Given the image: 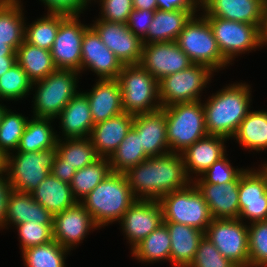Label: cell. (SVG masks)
I'll return each instance as SVG.
<instances>
[{"label":"cell","mask_w":267,"mask_h":267,"mask_svg":"<svg viewBox=\"0 0 267 267\" xmlns=\"http://www.w3.org/2000/svg\"><path fill=\"white\" fill-rule=\"evenodd\" d=\"M124 174L134 197L143 200L158 201L192 182L186 174L182 155L173 152L149 157Z\"/></svg>","instance_id":"cell-1"},{"label":"cell","mask_w":267,"mask_h":267,"mask_svg":"<svg viewBox=\"0 0 267 267\" xmlns=\"http://www.w3.org/2000/svg\"><path fill=\"white\" fill-rule=\"evenodd\" d=\"M228 85L212 93L203 103V109L208 135L232 139L239 124L250 112L252 91L251 85L246 82Z\"/></svg>","instance_id":"cell-2"},{"label":"cell","mask_w":267,"mask_h":267,"mask_svg":"<svg viewBox=\"0 0 267 267\" xmlns=\"http://www.w3.org/2000/svg\"><path fill=\"white\" fill-rule=\"evenodd\" d=\"M136 200L126 175L111 172L80 203L100 229L119 222Z\"/></svg>","instance_id":"cell-3"},{"label":"cell","mask_w":267,"mask_h":267,"mask_svg":"<svg viewBox=\"0 0 267 267\" xmlns=\"http://www.w3.org/2000/svg\"><path fill=\"white\" fill-rule=\"evenodd\" d=\"M201 101L177 103L162 108L166 113V134L170 152L181 154L208 135Z\"/></svg>","instance_id":"cell-4"},{"label":"cell","mask_w":267,"mask_h":267,"mask_svg":"<svg viewBox=\"0 0 267 267\" xmlns=\"http://www.w3.org/2000/svg\"><path fill=\"white\" fill-rule=\"evenodd\" d=\"M80 75L73 70L56 69L46 78L33 82V116L56 119L69 101L79 93L77 84Z\"/></svg>","instance_id":"cell-5"},{"label":"cell","mask_w":267,"mask_h":267,"mask_svg":"<svg viewBox=\"0 0 267 267\" xmlns=\"http://www.w3.org/2000/svg\"><path fill=\"white\" fill-rule=\"evenodd\" d=\"M117 80L124 112L135 116L161 109L159 82L140 64L124 65Z\"/></svg>","instance_id":"cell-6"},{"label":"cell","mask_w":267,"mask_h":267,"mask_svg":"<svg viewBox=\"0 0 267 267\" xmlns=\"http://www.w3.org/2000/svg\"><path fill=\"white\" fill-rule=\"evenodd\" d=\"M176 42L193 64L206 65L215 72L231 65L221 54L211 26L202 14L190 18Z\"/></svg>","instance_id":"cell-7"},{"label":"cell","mask_w":267,"mask_h":267,"mask_svg":"<svg viewBox=\"0 0 267 267\" xmlns=\"http://www.w3.org/2000/svg\"><path fill=\"white\" fill-rule=\"evenodd\" d=\"M56 154V148H50L36 152H11L6 155L4 171L12 190L31 194L51 174Z\"/></svg>","instance_id":"cell-8"},{"label":"cell","mask_w":267,"mask_h":267,"mask_svg":"<svg viewBox=\"0 0 267 267\" xmlns=\"http://www.w3.org/2000/svg\"><path fill=\"white\" fill-rule=\"evenodd\" d=\"M158 201L163 211V222L192 226L205 233L213 220L207 203L193 182L163 195Z\"/></svg>","instance_id":"cell-9"},{"label":"cell","mask_w":267,"mask_h":267,"mask_svg":"<svg viewBox=\"0 0 267 267\" xmlns=\"http://www.w3.org/2000/svg\"><path fill=\"white\" fill-rule=\"evenodd\" d=\"M215 71L203 64H192L187 69L165 76L159 81L161 108L177 103L200 101Z\"/></svg>","instance_id":"cell-10"},{"label":"cell","mask_w":267,"mask_h":267,"mask_svg":"<svg viewBox=\"0 0 267 267\" xmlns=\"http://www.w3.org/2000/svg\"><path fill=\"white\" fill-rule=\"evenodd\" d=\"M205 18L211 26L221 54L231 65L240 54L260 48V29L256 25L219 17Z\"/></svg>","instance_id":"cell-11"},{"label":"cell","mask_w":267,"mask_h":267,"mask_svg":"<svg viewBox=\"0 0 267 267\" xmlns=\"http://www.w3.org/2000/svg\"><path fill=\"white\" fill-rule=\"evenodd\" d=\"M205 236L237 267H249L248 225L240 219H213Z\"/></svg>","instance_id":"cell-12"},{"label":"cell","mask_w":267,"mask_h":267,"mask_svg":"<svg viewBox=\"0 0 267 267\" xmlns=\"http://www.w3.org/2000/svg\"><path fill=\"white\" fill-rule=\"evenodd\" d=\"M77 16L60 14V26L50 50L57 69L73 70L81 74V46L83 35L90 25Z\"/></svg>","instance_id":"cell-13"},{"label":"cell","mask_w":267,"mask_h":267,"mask_svg":"<svg viewBox=\"0 0 267 267\" xmlns=\"http://www.w3.org/2000/svg\"><path fill=\"white\" fill-rule=\"evenodd\" d=\"M256 169L240 174L238 219L249 223L267 220V172L262 166Z\"/></svg>","instance_id":"cell-14"},{"label":"cell","mask_w":267,"mask_h":267,"mask_svg":"<svg viewBox=\"0 0 267 267\" xmlns=\"http://www.w3.org/2000/svg\"><path fill=\"white\" fill-rule=\"evenodd\" d=\"M158 82L165 76L187 69L193 63L176 41L143 43L139 63Z\"/></svg>","instance_id":"cell-15"},{"label":"cell","mask_w":267,"mask_h":267,"mask_svg":"<svg viewBox=\"0 0 267 267\" xmlns=\"http://www.w3.org/2000/svg\"><path fill=\"white\" fill-rule=\"evenodd\" d=\"M163 223L159 201L137 199L119 221L124 237L132 250ZM126 235V236H125Z\"/></svg>","instance_id":"cell-16"},{"label":"cell","mask_w":267,"mask_h":267,"mask_svg":"<svg viewBox=\"0 0 267 267\" xmlns=\"http://www.w3.org/2000/svg\"><path fill=\"white\" fill-rule=\"evenodd\" d=\"M90 26L123 65L139 64L143 42L125 23L96 19Z\"/></svg>","instance_id":"cell-17"},{"label":"cell","mask_w":267,"mask_h":267,"mask_svg":"<svg viewBox=\"0 0 267 267\" xmlns=\"http://www.w3.org/2000/svg\"><path fill=\"white\" fill-rule=\"evenodd\" d=\"M98 228L90 213L80 202L53 215V240L70 252L84 240L86 235H89L90 231L98 230Z\"/></svg>","instance_id":"cell-18"},{"label":"cell","mask_w":267,"mask_h":267,"mask_svg":"<svg viewBox=\"0 0 267 267\" xmlns=\"http://www.w3.org/2000/svg\"><path fill=\"white\" fill-rule=\"evenodd\" d=\"M123 66L90 26L82 40L81 73L90 69L99 79H117Z\"/></svg>","instance_id":"cell-19"},{"label":"cell","mask_w":267,"mask_h":267,"mask_svg":"<svg viewBox=\"0 0 267 267\" xmlns=\"http://www.w3.org/2000/svg\"><path fill=\"white\" fill-rule=\"evenodd\" d=\"M267 0H207L199 9L204 17H219L226 20L262 25Z\"/></svg>","instance_id":"cell-20"},{"label":"cell","mask_w":267,"mask_h":267,"mask_svg":"<svg viewBox=\"0 0 267 267\" xmlns=\"http://www.w3.org/2000/svg\"><path fill=\"white\" fill-rule=\"evenodd\" d=\"M227 140L229 141L223 136L207 135L181 153L186 174L191 181L202 176L208 168L226 155ZM193 174H196L195 177Z\"/></svg>","instance_id":"cell-21"},{"label":"cell","mask_w":267,"mask_h":267,"mask_svg":"<svg viewBox=\"0 0 267 267\" xmlns=\"http://www.w3.org/2000/svg\"><path fill=\"white\" fill-rule=\"evenodd\" d=\"M132 129L140 136L141 149L148 157L170 152L166 134V113L162 108L135 115Z\"/></svg>","instance_id":"cell-22"},{"label":"cell","mask_w":267,"mask_h":267,"mask_svg":"<svg viewBox=\"0 0 267 267\" xmlns=\"http://www.w3.org/2000/svg\"><path fill=\"white\" fill-rule=\"evenodd\" d=\"M240 175L225 184L193 183L207 203L213 219H238Z\"/></svg>","instance_id":"cell-23"},{"label":"cell","mask_w":267,"mask_h":267,"mask_svg":"<svg viewBox=\"0 0 267 267\" xmlns=\"http://www.w3.org/2000/svg\"><path fill=\"white\" fill-rule=\"evenodd\" d=\"M88 92L82 93L89 102L94 124L123 113L121 87L117 79H96Z\"/></svg>","instance_id":"cell-24"},{"label":"cell","mask_w":267,"mask_h":267,"mask_svg":"<svg viewBox=\"0 0 267 267\" xmlns=\"http://www.w3.org/2000/svg\"><path fill=\"white\" fill-rule=\"evenodd\" d=\"M134 116L123 112L94 124L89 139L100 158H110L133 126Z\"/></svg>","instance_id":"cell-25"},{"label":"cell","mask_w":267,"mask_h":267,"mask_svg":"<svg viewBox=\"0 0 267 267\" xmlns=\"http://www.w3.org/2000/svg\"><path fill=\"white\" fill-rule=\"evenodd\" d=\"M57 119L62 129V135L57 134V139L89 138L94 126L89 102L81 91L62 109Z\"/></svg>","instance_id":"cell-26"},{"label":"cell","mask_w":267,"mask_h":267,"mask_svg":"<svg viewBox=\"0 0 267 267\" xmlns=\"http://www.w3.org/2000/svg\"><path fill=\"white\" fill-rule=\"evenodd\" d=\"M171 239L170 259L172 266L189 267L193 262L200 240L205 233L195 227L174 222H163Z\"/></svg>","instance_id":"cell-27"},{"label":"cell","mask_w":267,"mask_h":267,"mask_svg":"<svg viewBox=\"0 0 267 267\" xmlns=\"http://www.w3.org/2000/svg\"><path fill=\"white\" fill-rule=\"evenodd\" d=\"M30 221L52 224L53 215L35 201L31 194L12 190L7 201L4 228Z\"/></svg>","instance_id":"cell-28"},{"label":"cell","mask_w":267,"mask_h":267,"mask_svg":"<svg viewBox=\"0 0 267 267\" xmlns=\"http://www.w3.org/2000/svg\"><path fill=\"white\" fill-rule=\"evenodd\" d=\"M200 10L154 11L148 35L143 43L176 41L190 18Z\"/></svg>","instance_id":"cell-29"},{"label":"cell","mask_w":267,"mask_h":267,"mask_svg":"<svg viewBox=\"0 0 267 267\" xmlns=\"http://www.w3.org/2000/svg\"><path fill=\"white\" fill-rule=\"evenodd\" d=\"M33 199L52 215L63 212L77 203L69 183L49 174L31 193Z\"/></svg>","instance_id":"cell-30"},{"label":"cell","mask_w":267,"mask_h":267,"mask_svg":"<svg viewBox=\"0 0 267 267\" xmlns=\"http://www.w3.org/2000/svg\"><path fill=\"white\" fill-rule=\"evenodd\" d=\"M250 151L267 150V110H250L232 137Z\"/></svg>","instance_id":"cell-31"},{"label":"cell","mask_w":267,"mask_h":267,"mask_svg":"<svg viewBox=\"0 0 267 267\" xmlns=\"http://www.w3.org/2000/svg\"><path fill=\"white\" fill-rule=\"evenodd\" d=\"M27 121L23 135L15 152H36L56 148L57 131L51 123L54 119L31 117Z\"/></svg>","instance_id":"cell-32"},{"label":"cell","mask_w":267,"mask_h":267,"mask_svg":"<svg viewBox=\"0 0 267 267\" xmlns=\"http://www.w3.org/2000/svg\"><path fill=\"white\" fill-rule=\"evenodd\" d=\"M21 0H0V40L15 51L24 42L25 17Z\"/></svg>","instance_id":"cell-33"},{"label":"cell","mask_w":267,"mask_h":267,"mask_svg":"<svg viewBox=\"0 0 267 267\" xmlns=\"http://www.w3.org/2000/svg\"><path fill=\"white\" fill-rule=\"evenodd\" d=\"M16 61L32 81L46 78L57 68L53 63L50 50L23 42L16 50Z\"/></svg>","instance_id":"cell-34"},{"label":"cell","mask_w":267,"mask_h":267,"mask_svg":"<svg viewBox=\"0 0 267 267\" xmlns=\"http://www.w3.org/2000/svg\"><path fill=\"white\" fill-rule=\"evenodd\" d=\"M171 239L167 226L162 223L150 235L138 243L132 250L131 255L142 263H156L170 259Z\"/></svg>","instance_id":"cell-35"},{"label":"cell","mask_w":267,"mask_h":267,"mask_svg":"<svg viewBox=\"0 0 267 267\" xmlns=\"http://www.w3.org/2000/svg\"><path fill=\"white\" fill-rule=\"evenodd\" d=\"M56 150V155L62 162L76 170L84 168L100 158L89 138L58 139Z\"/></svg>","instance_id":"cell-36"},{"label":"cell","mask_w":267,"mask_h":267,"mask_svg":"<svg viewBox=\"0 0 267 267\" xmlns=\"http://www.w3.org/2000/svg\"><path fill=\"white\" fill-rule=\"evenodd\" d=\"M111 172L108 158H99L94 163L78 169L70 183L73 196L77 202L87 196Z\"/></svg>","instance_id":"cell-37"},{"label":"cell","mask_w":267,"mask_h":267,"mask_svg":"<svg viewBox=\"0 0 267 267\" xmlns=\"http://www.w3.org/2000/svg\"><path fill=\"white\" fill-rule=\"evenodd\" d=\"M149 158L141 149L140 136L131 128L124 140L110 156L112 172L126 173L130 168Z\"/></svg>","instance_id":"cell-38"},{"label":"cell","mask_w":267,"mask_h":267,"mask_svg":"<svg viewBox=\"0 0 267 267\" xmlns=\"http://www.w3.org/2000/svg\"><path fill=\"white\" fill-rule=\"evenodd\" d=\"M70 251L63 248L57 241L30 247L22 251L26 267H66V255Z\"/></svg>","instance_id":"cell-39"},{"label":"cell","mask_w":267,"mask_h":267,"mask_svg":"<svg viewBox=\"0 0 267 267\" xmlns=\"http://www.w3.org/2000/svg\"><path fill=\"white\" fill-rule=\"evenodd\" d=\"M25 23L24 41L51 50L60 26V14L47 13L30 25Z\"/></svg>","instance_id":"cell-40"},{"label":"cell","mask_w":267,"mask_h":267,"mask_svg":"<svg viewBox=\"0 0 267 267\" xmlns=\"http://www.w3.org/2000/svg\"><path fill=\"white\" fill-rule=\"evenodd\" d=\"M33 82L28 78L22 67L16 63L0 76V102L19 101L26 98L32 90Z\"/></svg>","instance_id":"cell-41"},{"label":"cell","mask_w":267,"mask_h":267,"mask_svg":"<svg viewBox=\"0 0 267 267\" xmlns=\"http://www.w3.org/2000/svg\"><path fill=\"white\" fill-rule=\"evenodd\" d=\"M6 108L0 123V153L5 157L16 151L28 117Z\"/></svg>","instance_id":"cell-42"},{"label":"cell","mask_w":267,"mask_h":267,"mask_svg":"<svg viewBox=\"0 0 267 267\" xmlns=\"http://www.w3.org/2000/svg\"><path fill=\"white\" fill-rule=\"evenodd\" d=\"M247 224L249 267H267V220Z\"/></svg>","instance_id":"cell-43"},{"label":"cell","mask_w":267,"mask_h":267,"mask_svg":"<svg viewBox=\"0 0 267 267\" xmlns=\"http://www.w3.org/2000/svg\"><path fill=\"white\" fill-rule=\"evenodd\" d=\"M18 232L21 251L53 241L52 224L25 222L15 226Z\"/></svg>","instance_id":"cell-44"},{"label":"cell","mask_w":267,"mask_h":267,"mask_svg":"<svg viewBox=\"0 0 267 267\" xmlns=\"http://www.w3.org/2000/svg\"><path fill=\"white\" fill-rule=\"evenodd\" d=\"M227 156L216 161L201 177L194 179L193 183L225 184L234 181L245 169L232 167Z\"/></svg>","instance_id":"cell-45"},{"label":"cell","mask_w":267,"mask_h":267,"mask_svg":"<svg viewBox=\"0 0 267 267\" xmlns=\"http://www.w3.org/2000/svg\"><path fill=\"white\" fill-rule=\"evenodd\" d=\"M189 267H237L225 258L215 245L203 236L200 240L193 262Z\"/></svg>","instance_id":"cell-46"},{"label":"cell","mask_w":267,"mask_h":267,"mask_svg":"<svg viewBox=\"0 0 267 267\" xmlns=\"http://www.w3.org/2000/svg\"><path fill=\"white\" fill-rule=\"evenodd\" d=\"M99 3V18L115 23H127L130 13L133 11V0H95Z\"/></svg>","instance_id":"cell-47"},{"label":"cell","mask_w":267,"mask_h":267,"mask_svg":"<svg viewBox=\"0 0 267 267\" xmlns=\"http://www.w3.org/2000/svg\"><path fill=\"white\" fill-rule=\"evenodd\" d=\"M45 7L47 13L62 14L65 16H77L84 13L90 3L89 0H39ZM87 7V8H86Z\"/></svg>","instance_id":"cell-48"},{"label":"cell","mask_w":267,"mask_h":267,"mask_svg":"<svg viewBox=\"0 0 267 267\" xmlns=\"http://www.w3.org/2000/svg\"><path fill=\"white\" fill-rule=\"evenodd\" d=\"M154 11L133 9L127 20V27L140 39L144 40L148 35L152 23Z\"/></svg>","instance_id":"cell-49"},{"label":"cell","mask_w":267,"mask_h":267,"mask_svg":"<svg viewBox=\"0 0 267 267\" xmlns=\"http://www.w3.org/2000/svg\"><path fill=\"white\" fill-rule=\"evenodd\" d=\"M12 191L8 181L7 174L4 170L0 171V229H4L5 217L7 213V201Z\"/></svg>","instance_id":"cell-50"},{"label":"cell","mask_w":267,"mask_h":267,"mask_svg":"<svg viewBox=\"0 0 267 267\" xmlns=\"http://www.w3.org/2000/svg\"><path fill=\"white\" fill-rule=\"evenodd\" d=\"M157 4L158 9L164 11L199 10L196 0H157Z\"/></svg>","instance_id":"cell-51"},{"label":"cell","mask_w":267,"mask_h":267,"mask_svg":"<svg viewBox=\"0 0 267 267\" xmlns=\"http://www.w3.org/2000/svg\"><path fill=\"white\" fill-rule=\"evenodd\" d=\"M76 171L77 170L74 167H70L69 165L64 164L62 160L56 155L50 173L61 181L70 184Z\"/></svg>","instance_id":"cell-52"},{"label":"cell","mask_w":267,"mask_h":267,"mask_svg":"<svg viewBox=\"0 0 267 267\" xmlns=\"http://www.w3.org/2000/svg\"><path fill=\"white\" fill-rule=\"evenodd\" d=\"M134 9L155 11L158 9L157 0H133Z\"/></svg>","instance_id":"cell-53"},{"label":"cell","mask_w":267,"mask_h":267,"mask_svg":"<svg viewBox=\"0 0 267 267\" xmlns=\"http://www.w3.org/2000/svg\"><path fill=\"white\" fill-rule=\"evenodd\" d=\"M16 63V56H2V58H0V76L7 72Z\"/></svg>","instance_id":"cell-54"},{"label":"cell","mask_w":267,"mask_h":267,"mask_svg":"<svg viewBox=\"0 0 267 267\" xmlns=\"http://www.w3.org/2000/svg\"><path fill=\"white\" fill-rule=\"evenodd\" d=\"M265 45H267V7L260 28V46L263 47Z\"/></svg>","instance_id":"cell-55"},{"label":"cell","mask_w":267,"mask_h":267,"mask_svg":"<svg viewBox=\"0 0 267 267\" xmlns=\"http://www.w3.org/2000/svg\"><path fill=\"white\" fill-rule=\"evenodd\" d=\"M2 56H16V51L7 44V41L0 40V58Z\"/></svg>","instance_id":"cell-56"},{"label":"cell","mask_w":267,"mask_h":267,"mask_svg":"<svg viewBox=\"0 0 267 267\" xmlns=\"http://www.w3.org/2000/svg\"><path fill=\"white\" fill-rule=\"evenodd\" d=\"M6 108H7L6 105L0 103V123H1V120H2V117H3V114H4V111H5Z\"/></svg>","instance_id":"cell-57"},{"label":"cell","mask_w":267,"mask_h":267,"mask_svg":"<svg viewBox=\"0 0 267 267\" xmlns=\"http://www.w3.org/2000/svg\"><path fill=\"white\" fill-rule=\"evenodd\" d=\"M4 170V156L0 153V171Z\"/></svg>","instance_id":"cell-58"},{"label":"cell","mask_w":267,"mask_h":267,"mask_svg":"<svg viewBox=\"0 0 267 267\" xmlns=\"http://www.w3.org/2000/svg\"><path fill=\"white\" fill-rule=\"evenodd\" d=\"M199 8L207 1V0H196Z\"/></svg>","instance_id":"cell-59"},{"label":"cell","mask_w":267,"mask_h":267,"mask_svg":"<svg viewBox=\"0 0 267 267\" xmlns=\"http://www.w3.org/2000/svg\"><path fill=\"white\" fill-rule=\"evenodd\" d=\"M261 166L264 168V170L267 172V163L264 162L263 164H261Z\"/></svg>","instance_id":"cell-60"}]
</instances>
